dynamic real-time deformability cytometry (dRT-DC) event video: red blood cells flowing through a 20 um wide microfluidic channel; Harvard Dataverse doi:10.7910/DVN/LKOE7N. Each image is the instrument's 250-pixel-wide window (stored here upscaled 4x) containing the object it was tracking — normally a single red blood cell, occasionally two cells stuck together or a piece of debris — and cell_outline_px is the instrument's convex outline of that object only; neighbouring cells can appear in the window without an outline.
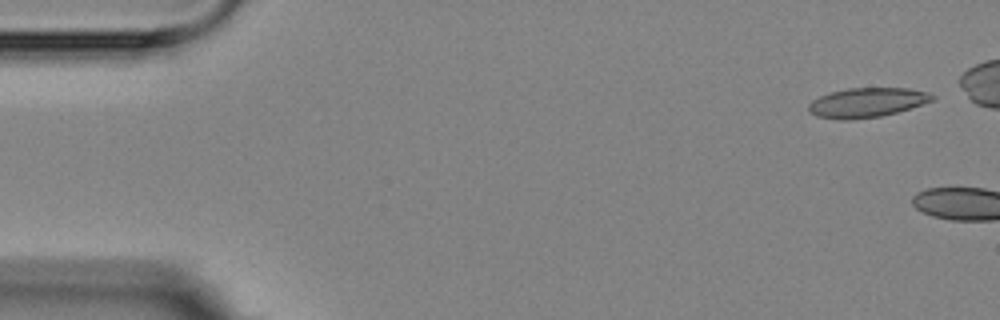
{"species": "Egyptian fruit bat (a non-hibernating species)", "species_latin": "Rousettus aegyptiacus", "temperature_condition": "room temperature", "stored_images_in_passage": 2, "camera_frame_rate_fps": 3000, "um_per_image_px": 0.085, "animal": {"sex": "female"}, "frame": {"image": 1, "passage_image": 1, "time_ms": 0.0, "image_size_px": [1000, 320], "cell_outline_px": [[936, 100], [896, 112], [880, 116], [852, 120], [836, 120], [816, 116], [808, 112], [808, 104], [812, 100], [828, 92], [848, 88], [908, 88], [928, 92], [936, 96]], "centroid_in_image_um": [73.66, 8.72], "position_along_channel_um": 11.3, "area_um2": 21.56}}